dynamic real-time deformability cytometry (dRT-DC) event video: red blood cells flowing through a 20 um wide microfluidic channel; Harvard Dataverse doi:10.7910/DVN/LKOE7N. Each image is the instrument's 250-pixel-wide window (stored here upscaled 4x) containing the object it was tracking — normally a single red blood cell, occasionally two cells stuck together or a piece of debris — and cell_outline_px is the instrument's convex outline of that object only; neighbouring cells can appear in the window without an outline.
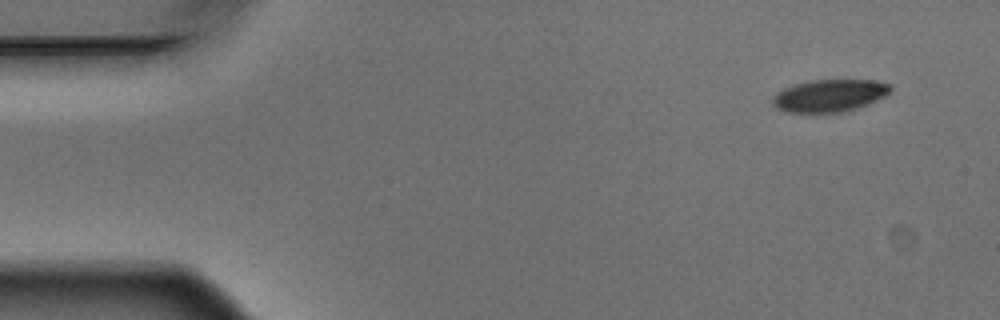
{"species": "Egyptian fruit bat (a non-hibernating species)", "species_latin": "Rousettus aegyptiacus", "temperature_condition": "warm", "stored_images_in_passage": 5, "camera_frame_rate_fps": 3000, "um_per_image_px": 0.085, "animal": {"sex": "male"}, "frame": {"image": 1, "passage_image": 1, "time_ms": 0.0, "image_size_px": [1000, 320], "cell_outline_px": [[892, 88], [884, 96], [868, 104], [856, 108], [840, 112], [784, 112], [776, 108], [772, 104], [772, 96], [776, 92], [784, 88], [796, 84], [812, 80], [876, 80], [892, 84]], "centroid_in_image_um": [70.49, 8.12], "position_along_channel_um": 14.5, "area_um2": 22.2}}
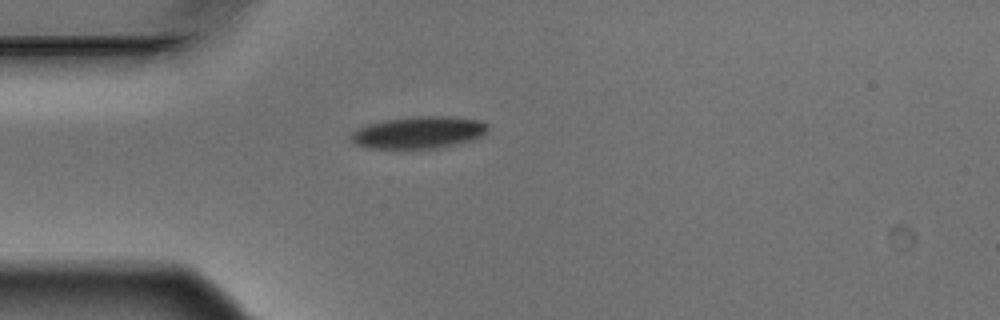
{"frame": {"image": 2, "passage_image": 4, "time_ms": 1.0, "image_size_px": [1000, 320], "cell_outline_px": [[488, 132], [484, 136], [476, 140], [436, 148], [400, 152], [368, 148], [356, 144], [348, 136], [352, 132], [368, 124], [388, 120], [416, 116], [452, 116], [484, 120], [488, 124]], "centroid_in_image_um": [35.63, 11.31], "position_along_channel_um": 49.4, "area_um2": 26.76}}